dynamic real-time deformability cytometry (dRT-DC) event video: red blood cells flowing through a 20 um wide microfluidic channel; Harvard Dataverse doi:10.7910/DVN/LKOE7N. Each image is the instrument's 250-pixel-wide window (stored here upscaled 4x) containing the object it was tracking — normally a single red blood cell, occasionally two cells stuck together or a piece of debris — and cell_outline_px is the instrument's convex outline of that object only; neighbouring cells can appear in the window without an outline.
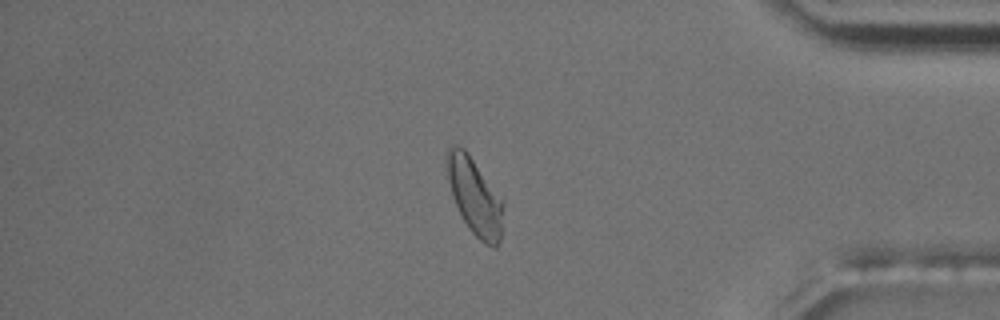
{"species": "common noctule bat (a hibernating species)", "species_latin": "Nyctalus noctula", "temperature_condition": "room temperature", "stored_images_in_passage": 55, "camera_frame_rate_fps": 3000, "um_per_image_px": 0.085, "animal": {"sex": "male", "body_mass_g": 17.5, "forearm_length_mm": 52.3}, "frame": {"image": 1, "passage_image": 47, "time_ms": 15.333, "image_size_px": [1000, 320], "cell_outline_px": [[504, 208], [500, 240], [496, 248], [492, 248], [484, 244], [468, 228], [452, 196], [448, 180], [444, 156], [448, 144], [456, 144], [464, 148], [468, 152], [504, 200]], "centroid_in_image_um": [40.34, 16.64], "position_along_channel_um": 394.9, "area_um2": 25.78}, "authors_computed_cell_mechanics": {"area_um2": 23.0044, "velocity_mm_per_s": 3.6704, "shape_relaxation_time_tau1_ms": 6.9375, "shape_relaxation_time_tau2_ms": 2.3792, "deformation_change_tau1": 0.1515, "deformation_change_tau2": 0.0756}}